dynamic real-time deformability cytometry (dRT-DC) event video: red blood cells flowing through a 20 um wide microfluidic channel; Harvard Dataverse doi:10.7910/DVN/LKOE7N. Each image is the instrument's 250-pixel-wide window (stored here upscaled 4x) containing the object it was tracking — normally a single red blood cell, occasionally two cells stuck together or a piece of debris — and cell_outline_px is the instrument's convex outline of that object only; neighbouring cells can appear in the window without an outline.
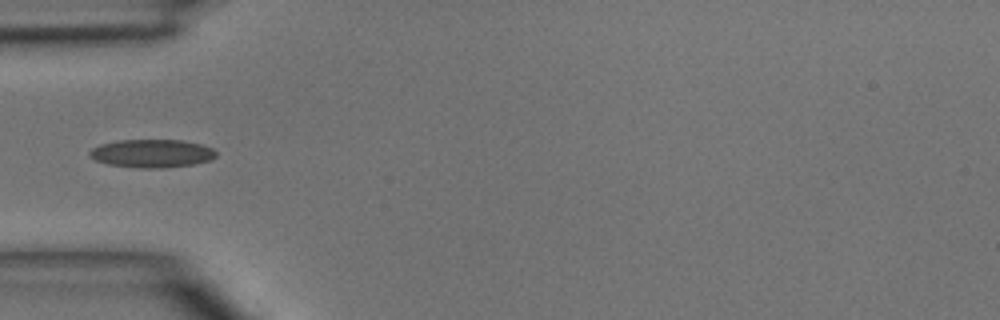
{"species": "common noctule bat (a hibernating species)", "species_latin": "Nyctalus noctula", "temperature_condition": "room temperature", "stored_images_in_passage": 1, "camera_frame_rate_fps": 3000, "um_per_image_px": 0.085, "animal": {"sex": "male", "body_mass_g": 15.6}, "frame": {"image": 1, "passage_image": 1, "time_ms": 0.0, "image_size_px": [1000, 320], "cell_outline_px": [[216, 156], [212, 160], [192, 164], [164, 168], [140, 168], [108, 164], [96, 160], [88, 156], [88, 152], [92, 148], [100, 144], [116, 140], [180, 140], [200, 144], [212, 148], [216, 152]], "centroid_in_image_um": [12.89, 13.04], "position_along_channel_um": 72.1, "area_um2": 20.81}}